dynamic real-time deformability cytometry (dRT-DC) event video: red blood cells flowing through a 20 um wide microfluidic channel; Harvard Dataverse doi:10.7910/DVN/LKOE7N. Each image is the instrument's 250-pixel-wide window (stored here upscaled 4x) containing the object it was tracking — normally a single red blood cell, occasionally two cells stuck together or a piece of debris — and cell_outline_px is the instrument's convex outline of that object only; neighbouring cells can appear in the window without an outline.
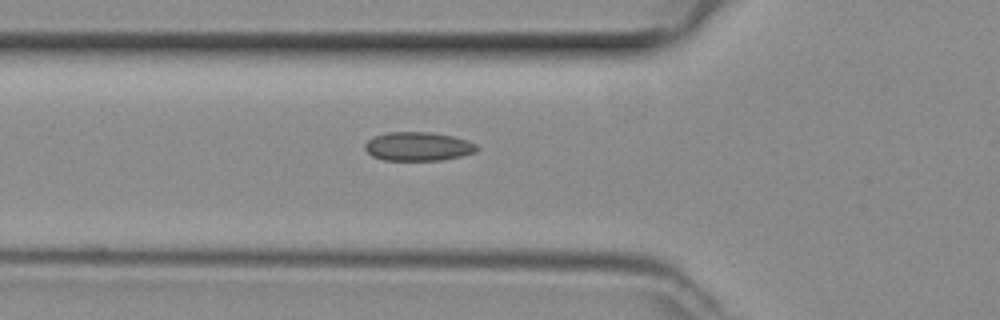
{"species": "common noctule bat (a hibernating species)", "species_latin": "Nyctalus noctula", "temperature_condition": "room temperature", "stored_images_in_passage": 28, "camera_frame_rate_fps": 3000, "um_per_image_px": 0.085, "animal": {"sex": "female", "body_mass_g": 29.2, "forearm_length_mm": 56.3}, "frame": {"image": 1, "passage_image": 2, "time_ms": 0.333, "image_size_px": [1000, 320], "cell_outline_px": [[480, 148], [476, 152], [444, 160], [384, 160], [372, 156], [364, 148], [364, 144], [368, 140], [376, 136], [388, 132], [428, 132], [452, 136], [468, 140], [476, 144]], "centroid_in_image_um": [35.56, 12.45], "position_along_channel_um": 90.2, "area_um2": 18.79}}
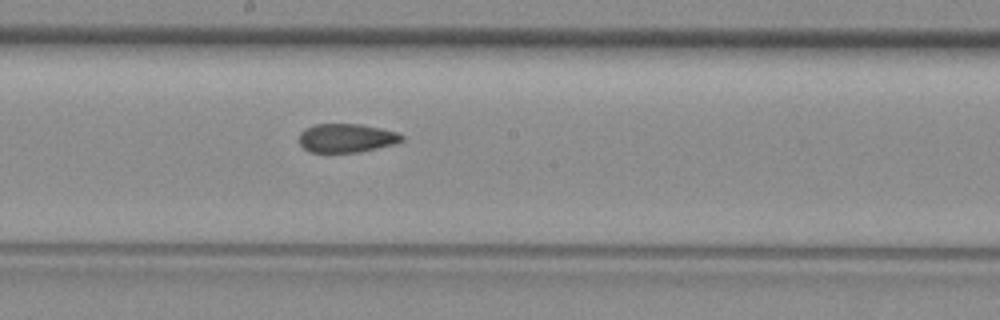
{"frame": {"image": 2, "passage_image": 11, "time_ms": 3.333, "image_size_px": [1000, 320], "cell_outline_px": [[404, 140], [392, 144], [360, 152], [312, 152], [304, 148], [300, 144], [300, 132], [316, 124], [360, 124], [380, 128], [396, 132], [404, 136]], "centroid_in_image_um": [29.46, 11.73], "position_along_channel_um": 218.7, "area_um2": 16.94}}
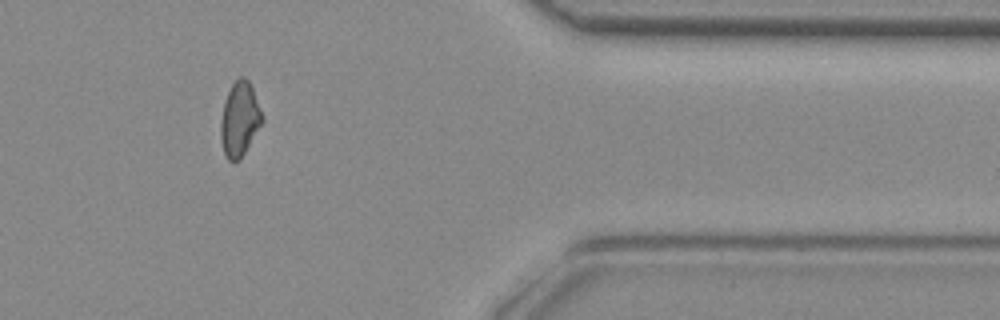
{"frame": {"image": 3, "passage_image": 25, "time_ms": 8.0, "image_size_px": [1000, 320], "cell_outline_px": [[264, 120], [240, 160], [228, 160], [224, 152], [220, 136], [220, 124], [224, 104], [228, 92], [232, 84], [240, 76], [244, 76], [248, 80], [252, 88]], "centroid_in_image_um": [20.36, 10.13], "position_along_channel_um": 391.0, "area_um2": 17.63}}